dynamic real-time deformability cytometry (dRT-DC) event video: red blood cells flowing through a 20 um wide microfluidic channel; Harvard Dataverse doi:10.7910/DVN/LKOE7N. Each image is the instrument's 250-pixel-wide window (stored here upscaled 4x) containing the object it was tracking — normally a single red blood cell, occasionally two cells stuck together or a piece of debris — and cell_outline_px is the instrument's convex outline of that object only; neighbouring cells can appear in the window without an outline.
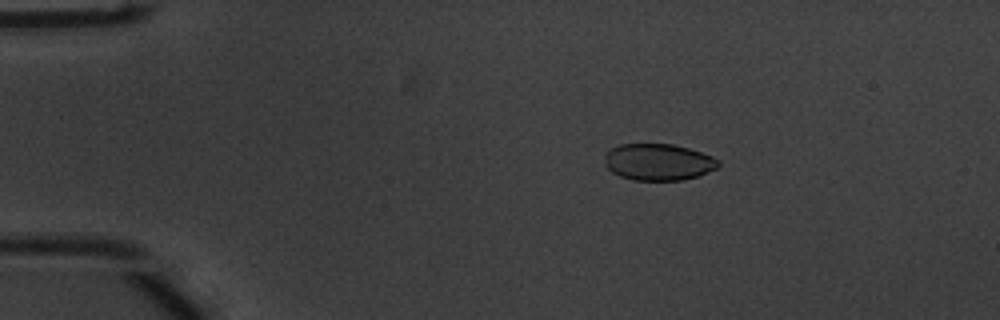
{"species": "common noctule bat (a hibernating species)", "species_latin": "Nyctalus noctula", "temperature_condition": "warm", "stored_images_in_passage": 52, "camera_frame_rate_fps": 3000, "um_per_image_px": 0.085, "animal": {"sex": "male", "body_mass_g": 20.1, "forearm_length_mm": 53.5}, "frame": {"image": 1, "passage_image": 9, "time_ms": 2.667, "image_size_px": [1000, 320], "cell_outline_px": [[720, 164], [716, 168], [700, 176], [680, 180], [632, 180], [620, 176], [612, 172], [604, 164], [604, 152], [620, 144], [672, 144], [688, 148], [712, 156], [720, 160]], "centroid_in_image_um": [55.94, 13.77], "position_along_channel_um": 29.1, "area_um2": 24.45}}
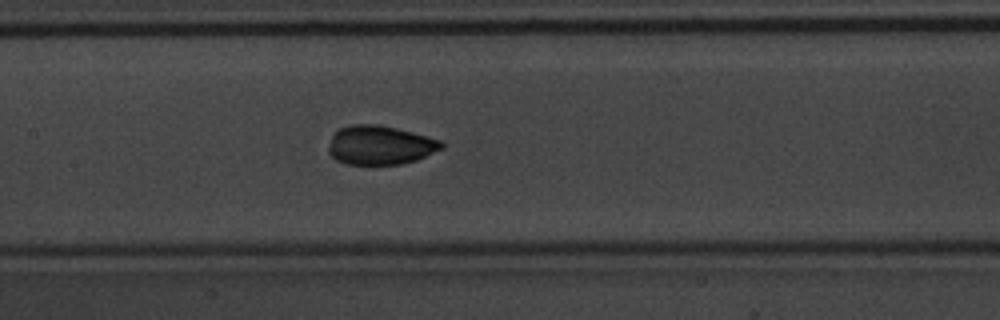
{"frame": {"image": 2, "passage_image": 25, "time_ms": 8.0, "image_size_px": [1000, 320], "cell_outline_px": [[444, 148], [416, 160], [404, 164], [348, 164], [336, 160], [328, 152], [328, 148], [332, 136], [340, 128], [352, 124], [380, 124], [412, 132], [440, 140], [444, 144]], "centroid_in_image_um": [32.31, 12.33], "position_along_channel_um": 175.1, "area_um2": 25.66}}
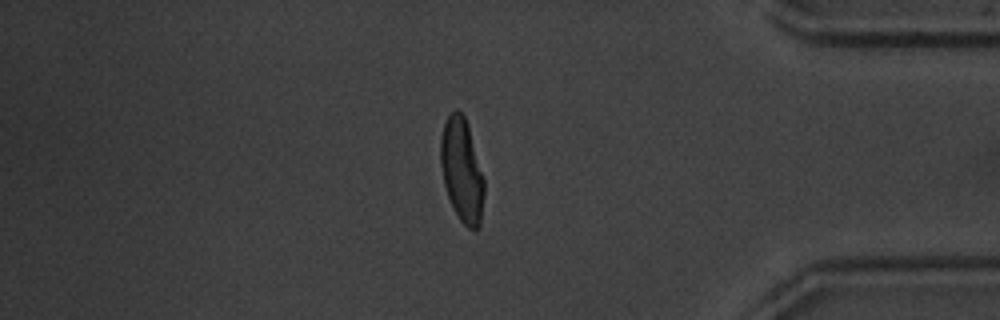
{"frame": {"image": 3, "passage_image": 44, "time_ms": 14.333, "image_size_px": [1000, 320], "cell_outline_px": [[484, 196], [480, 228], [468, 228], [460, 220], [448, 196], [444, 184], [440, 164], [440, 140], [444, 124], [448, 116], [456, 108], [464, 116], [468, 124], [484, 180]], "centroid_in_image_um": [39.26, 14.47], "position_along_channel_um": 395.9, "area_um2": 26.13}, "authors_computed_cell_mechanics": {"area_um2": 25.6054, "velocity_mm_per_s": 3.9029, "shape_relaxation_time_tau1_ms": 3.0192, "shape_relaxation_time_tau2_ms": null, "deformation_change_tau1": 0.1509, "deformation_change_tau2": null}}